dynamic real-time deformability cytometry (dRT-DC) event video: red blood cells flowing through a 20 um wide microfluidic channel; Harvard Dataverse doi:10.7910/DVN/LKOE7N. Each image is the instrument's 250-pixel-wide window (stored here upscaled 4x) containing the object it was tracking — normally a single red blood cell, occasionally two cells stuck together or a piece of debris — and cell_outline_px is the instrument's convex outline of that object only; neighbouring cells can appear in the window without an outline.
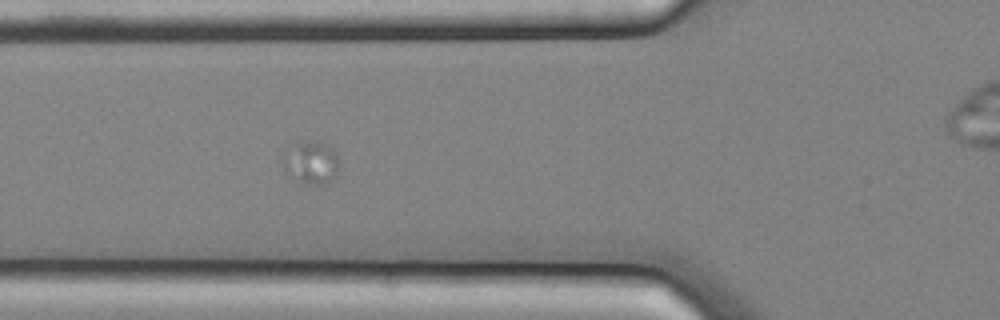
{"species": "common noctule bat (a hibernating species)", "species_latin": "Nyctalus noctula", "temperature_condition": "cold", "stored_images_in_passage": 5, "camera_frame_rate_fps": 3000, "um_per_image_px": 0.085, "animal": {"sex": "male", "body_mass_g": 20.4}, "frame": {"image": 1, "passage_image": 4, "time_ms": 1.0, "image_size_px": [1000, 320], "cell_outline_px": [[340, 172], [328, 184], [308, 184], [284, 172], [280, 160], [300, 140], [316, 140], [328, 144], [336, 152]], "centroid_in_image_um": [26.49, 13.8], "position_along_channel_um": 99.3, "area_um2": 14.28}}